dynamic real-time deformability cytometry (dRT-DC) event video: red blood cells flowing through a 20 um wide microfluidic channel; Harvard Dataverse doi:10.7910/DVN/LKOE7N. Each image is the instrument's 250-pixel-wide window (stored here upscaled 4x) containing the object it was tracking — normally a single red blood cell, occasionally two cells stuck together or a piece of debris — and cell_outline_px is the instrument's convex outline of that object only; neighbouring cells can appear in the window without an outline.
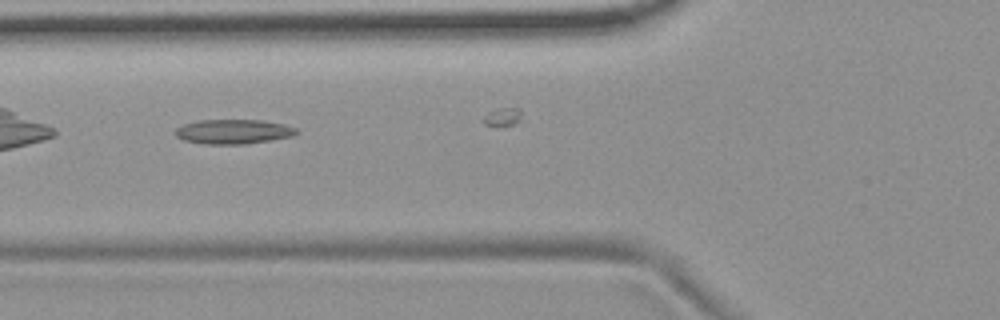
{"species": "common noctule bat (a hibernating species)", "species_latin": "Nyctalus noctula", "temperature_condition": "room temperature", "stored_images_in_passage": 27, "camera_frame_rate_fps": 3000, "um_per_image_px": 0.085, "animal": {"sex": "female", "body_mass_g": 19.9}, "frame": {"image": 1, "passage_image": 5, "time_ms": 1.333, "image_size_px": [1000, 320], "cell_outline_px": [[300, 132], [292, 136], [244, 144], [204, 144], [184, 140], [176, 136], [176, 128], [184, 124], [196, 120], [260, 120], [284, 124], [296, 128]], "centroid_in_image_um": [19.83, 11.18], "position_along_channel_um": 106.0, "area_um2": 17.22}}
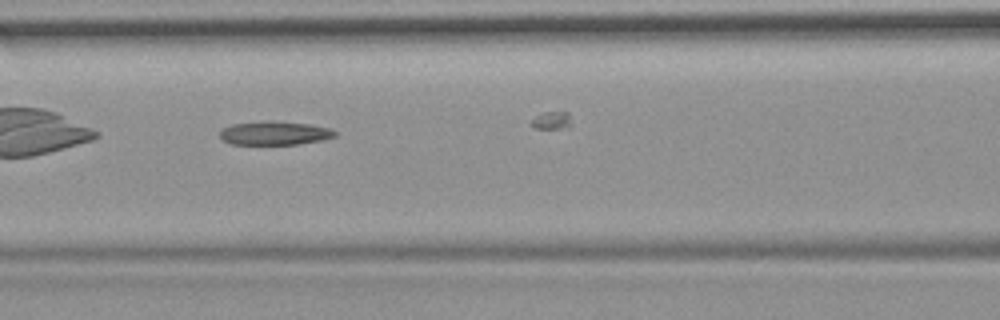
{"frame": {"image": 2, "passage_image": 8, "time_ms": 2.333, "image_size_px": [1000, 320], "cell_outline_px": [[336, 136], [320, 140], [296, 144], [232, 144], [224, 140], [220, 136], [220, 132], [224, 128], [232, 124], [264, 120], [268, 120], [308, 124], [328, 128], [336, 132]], "centroid_in_image_um": [23.32, 11.3], "position_along_channel_um": 143.3, "area_um2": 15.66}}